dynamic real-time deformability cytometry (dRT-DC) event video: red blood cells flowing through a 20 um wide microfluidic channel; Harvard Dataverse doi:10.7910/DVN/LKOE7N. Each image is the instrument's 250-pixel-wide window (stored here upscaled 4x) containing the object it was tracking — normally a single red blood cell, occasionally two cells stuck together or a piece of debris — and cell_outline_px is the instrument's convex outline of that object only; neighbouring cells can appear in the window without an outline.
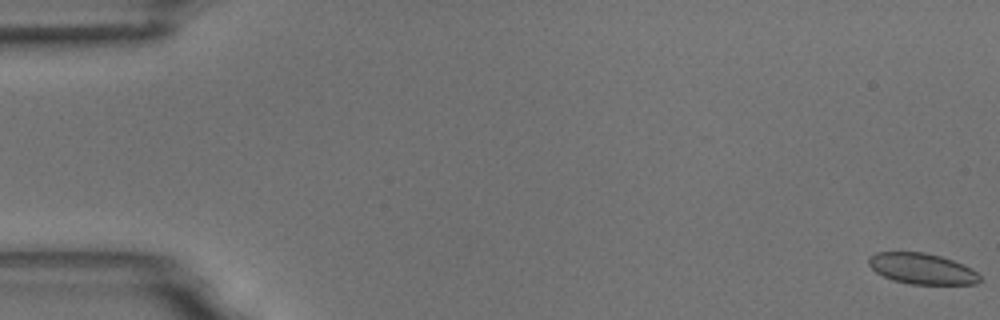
{"species": "common noctule bat (a hibernating species)", "species_latin": "Nyctalus noctula", "temperature_condition": "room temperature", "stored_images_in_passage": 55, "camera_frame_rate_fps": 3000, "um_per_image_px": 0.085, "animal": {"sex": "male", "body_mass_g": 18.8}, "frame": {"image": 1, "passage_image": 1, "time_ms": 0.0, "image_size_px": [1000, 320], "cell_outline_px": [[980, 280], [976, 284], [908, 284], [892, 280], [876, 272], [868, 264], [868, 256], [876, 252], [924, 252], [940, 256], [952, 260], [972, 268], [980, 276]], "centroid_in_image_um": [78.34, 22.84], "position_along_channel_um": 6.7, "area_um2": 20.0}}
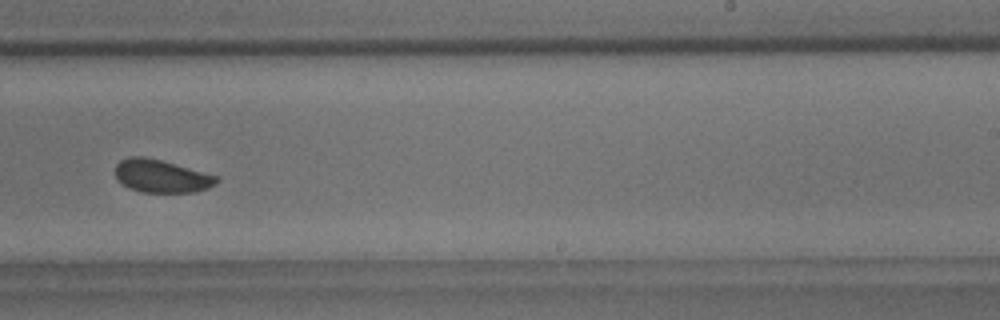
{"frame": {"image": 2, "passage_image": 35, "time_ms": 11.333, "image_size_px": [1000, 320], "cell_outline_px": [[220, 180], [216, 184], [208, 188], [196, 192], [140, 192], [128, 188], [116, 180], [116, 164], [120, 160], [128, 156], [144, 156], [160, 160], [220, 176]], "centroid_in_image_um": [13.72, 14.97], "position_along_channel_um": 275.3, "area_um2": 19.65}}
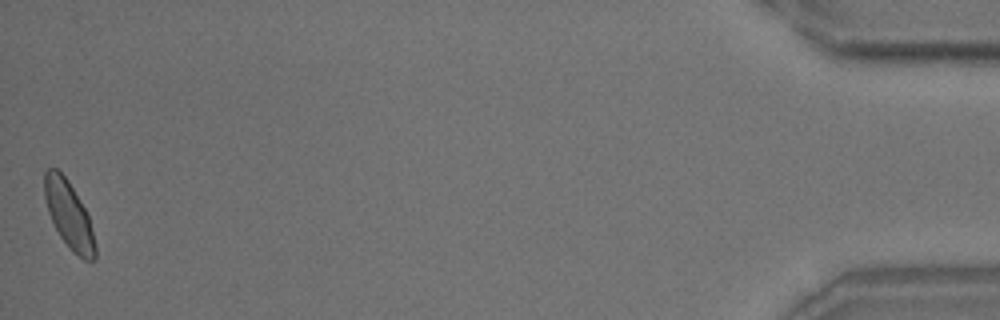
{"frame": {"image": 3, "passage_image": 55, "time_ms": 18.0, "image_size_px": [1000, 320], "cell_outline_px": [[96, 260], [84, 260], [72, 252], [60, 236], [48, 212], [44, 196], [44, 172], [48, 168], [56, 168], [68, 180], [84, 208], [88, 216], [96, 244]], "centroid_in_image_um": [5.85, 18.28], "position_along_channel_um": 429.3, "area_um2": 19.65}, "authors_computed_cell_mechanics": {"area_um2": 20.1144, "velocity_mm_per_s": 3.7148, "shape_relaxation_time_tau1_ms": 2.2249, "shape_relaxation_time_tau2_ms": null, "deformation_change_tau1": 0.0733, "deformation_change_tau2": null}}